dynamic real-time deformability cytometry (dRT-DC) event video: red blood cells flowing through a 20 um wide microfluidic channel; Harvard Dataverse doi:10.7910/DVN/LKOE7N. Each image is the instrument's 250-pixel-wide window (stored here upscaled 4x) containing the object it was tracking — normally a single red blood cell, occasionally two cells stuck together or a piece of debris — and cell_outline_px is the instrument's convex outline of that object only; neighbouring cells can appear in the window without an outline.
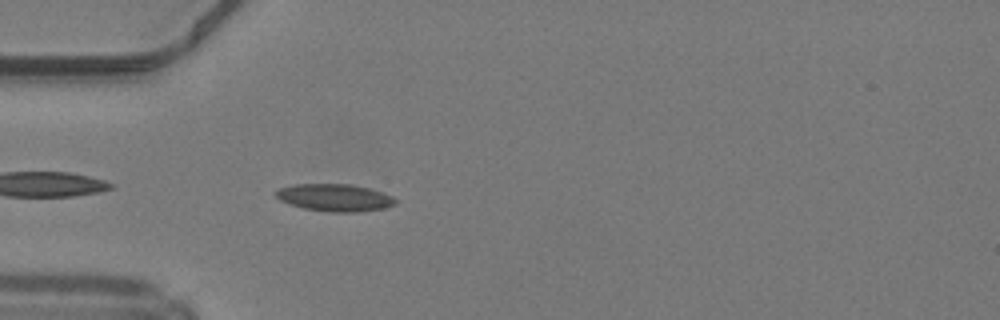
{"species": "common noctule bat (a hibernating species)", "species_latin": "Nyctalus noctula", "temperature_condition": "warm", "stored_images_in_passage": 36, "camera_frame_rate_fps": 3000, "um_per_image_px": 0.085, "animal": {"sex": "male", "body_mass_g": 19.2, "forearm_length_mm": 51.8}, "frame": {"image": 1, "passage_image": 2, "time_ms": 0.333, "image_size_px": [1000, 320], "cell_outline_px": [[396, 204], [384, 208], [356, 212], [332, 212], [304, 208], [288, 204], [280, 200], [276, 196], [276, 192], [280, 188], [292, 184], [352, 184], [368, 188], [392, 196], [396, 200]], "centroid_in_image_um": [28.44, 16.79], "position_along_channel_um": 56.6, "area_um2": 18.9}}
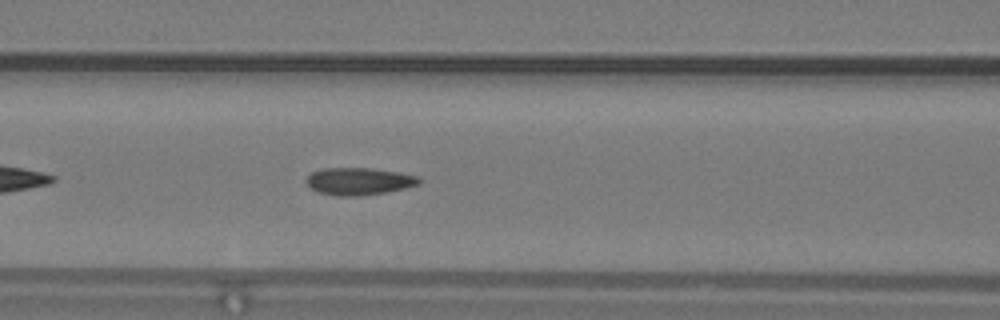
{"frame": {"image": 2, "passage_image": 8, "time_ms": 2.333, "image_size_px": [1000, 320], "cell_outline_px": [[420, 184], [404, 188], [384, 192], [360, 196], [340, 196], [320, 192], [312, 188], [308, 184], [308, 176], [312, 172], [324, 168], [372, 168], [400, 172], [420, 176]], "centroid_in_image_um": [30.57, 15.4], "position_along_channel_um": 136.0, "area_um2": 17.74}}
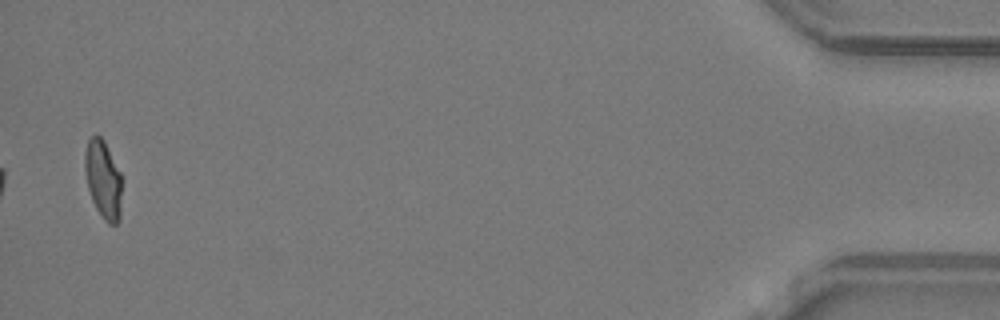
{"frame": {"image": 3, "passage_image": 35, "time_ms": 11.333, "image_size_px": [1000, 320], "cell_outline_px": [[120, 220], [116, 224], [108, 224], [104, 220], [96, 208], [92, 200], [88, 188], [84, 168], [84, 152], [88, 140], [92, 136], [100, 136], [104, 140], [120, 172]], "centroid_in_image_um": [8.74, 15.25], "position_along_channel_um": 426.5, "area_um2": 16.7}, "authors_computed_cell_mechanics": {"area_um2": 17.34, "velocity_mm_per_s": 4.2365, "shape_relaxation_time_tau1_ms": 8.3663, "shape_relaxation_time_tau2_ms": 2.2809, "deformation_change_tau1": 0.2064, "deformation_change_tau2": 0.0768}}